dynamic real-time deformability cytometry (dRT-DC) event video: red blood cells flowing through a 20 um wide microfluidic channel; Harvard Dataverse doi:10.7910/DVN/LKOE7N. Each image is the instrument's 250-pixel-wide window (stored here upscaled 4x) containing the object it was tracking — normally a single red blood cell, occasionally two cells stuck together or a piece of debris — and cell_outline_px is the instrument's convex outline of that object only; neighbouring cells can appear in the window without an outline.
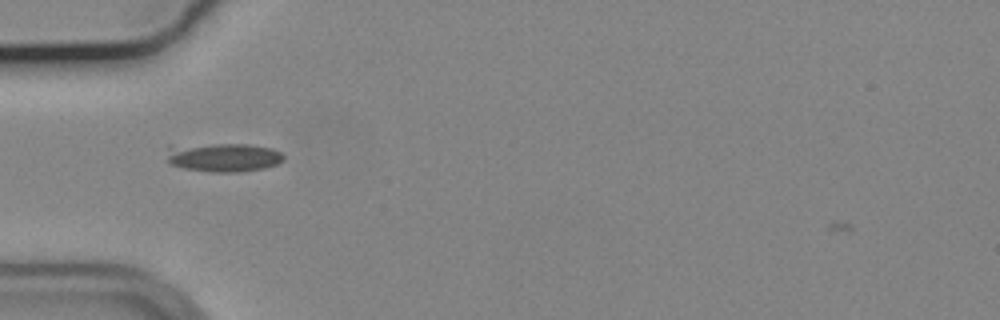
{"species": "common noctule bat (a hibernating species)", "species_latin": "Nyctalus noctula", "temperature_condition": "cold", "stored_images_in_passage": 9, "camera_frame_rate_fps": 3000, "um_per_image_px": 0.085, "animal": {"sex": "male", "body_mass_g": 19.2, "forearm_length_mm": 51.8}, "frame": {"image": 1, "passage_image": 1, "time_ms": 0.0, "image_size_px": [1000, 320], "cell_outline_px": [[284, 160], [276, 164], [264, 168], [236, 172], [212, 172], [184, 168], [172, 164], [168, 160], [168, 144], [248, 144], [272, 148], [280, 152], [284, 156]], "centroid_in_image_um": [18.96, 13.35], "position_along_channel_um": 66.0, "area_um2": 19.77}}